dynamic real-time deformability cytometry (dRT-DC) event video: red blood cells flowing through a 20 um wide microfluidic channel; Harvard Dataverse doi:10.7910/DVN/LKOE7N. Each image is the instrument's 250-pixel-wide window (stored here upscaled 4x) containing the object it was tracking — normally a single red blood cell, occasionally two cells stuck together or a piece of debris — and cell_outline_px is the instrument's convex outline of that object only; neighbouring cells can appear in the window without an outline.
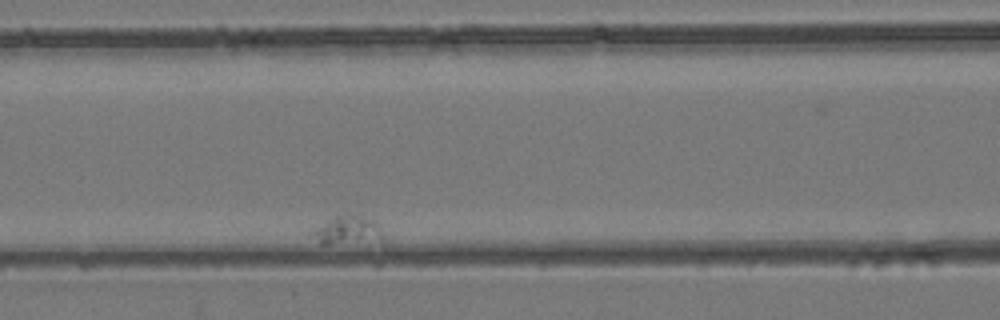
{"species": "common noctule bat (a hibernating species)", "species_latin": "Nyctalus noctula", "temperature_condition": "room temperature", "stored_images_in_passage": 13, "camera_frame_rate_fps": 3000, "um_per_image_px": 0.085, "animal": {"sex": "female", "body_mass_g": 24.6, "forearm_length_mm": 56.2}, "frame": {"image": 1, "passage_image": 4, "time_ms": 4.333, "image_size_px": [1000, 320], "cell_outline_px": [[380, 240], [328, 244], [320, 244], [308, 232], [332, 216], [340, 212], [348, 212], [372, 220], [380, 228]], "centroid_in_image_um": [29.4, 19.52], "position_along_channel_um": 137.2, "area_um2": 11.79}}
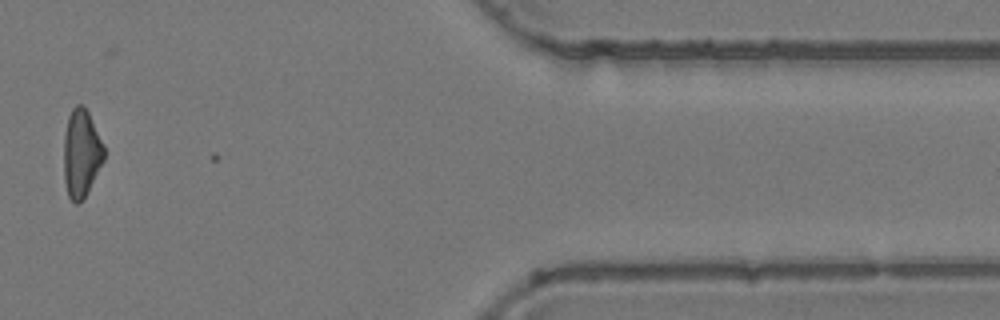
{"frame": {"image": 2, "passage_image": 12, "time_ms": 15.0, "image_size_px": [1000, 320], "cell_outline_px": [[104, 160], [80, 204], [76, 204], [68, 196], [64, 180], [64, 132], [68, 116], [72, 108], [76, 104], [84, 104], [104, 144]], "centroid_in_image_um": [6.9, 13.0], "position_along_channel_um": 404.5, "area_um2": 20.63}}